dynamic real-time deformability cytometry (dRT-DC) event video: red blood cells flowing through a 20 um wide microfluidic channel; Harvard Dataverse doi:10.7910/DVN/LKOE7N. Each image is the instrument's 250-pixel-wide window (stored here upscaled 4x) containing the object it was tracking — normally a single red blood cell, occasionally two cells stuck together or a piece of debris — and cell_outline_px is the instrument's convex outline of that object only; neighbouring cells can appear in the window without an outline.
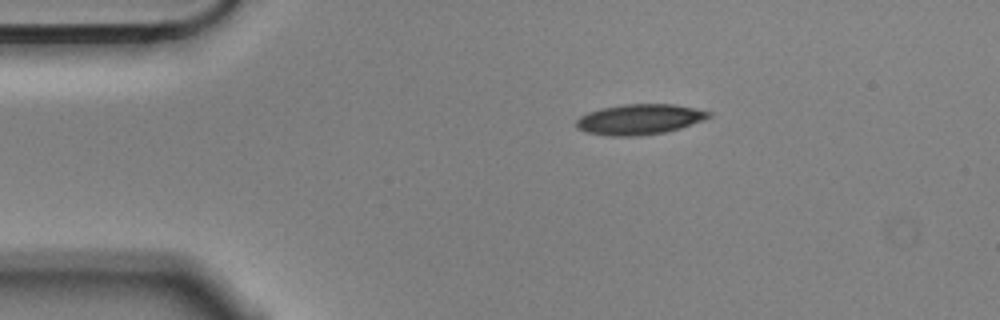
{"species": "Egyptian fruit bat (a non-hibernating species)", "species_latin": "Rousettus aegyptiacus", "temperature_condition": "cold", "stored_images_in_passage": 2, "camera_frame_rate_fps": 3000, "um_per_image_px": 0.085, "animal": {"sex": "male"}, "frame": {"image": 1, "passage_image": 2, "time_ms": 0.333, "image_size_px": [1000, 320], "cell_outline_px": [[712, 116], [704, 120], [680, 128], [664, 132], [640, 136], [608, 136], [584, 132], [576, 128], [576, 120], [580, 116], [588, 112], [600, 108], [624, 104], [676, 104], [696, 108], [712, 112]], "centroid_in_image_um": [54.35, 10.14], "position_along_channel_um": 30.6, "area_um2": 23.76}}